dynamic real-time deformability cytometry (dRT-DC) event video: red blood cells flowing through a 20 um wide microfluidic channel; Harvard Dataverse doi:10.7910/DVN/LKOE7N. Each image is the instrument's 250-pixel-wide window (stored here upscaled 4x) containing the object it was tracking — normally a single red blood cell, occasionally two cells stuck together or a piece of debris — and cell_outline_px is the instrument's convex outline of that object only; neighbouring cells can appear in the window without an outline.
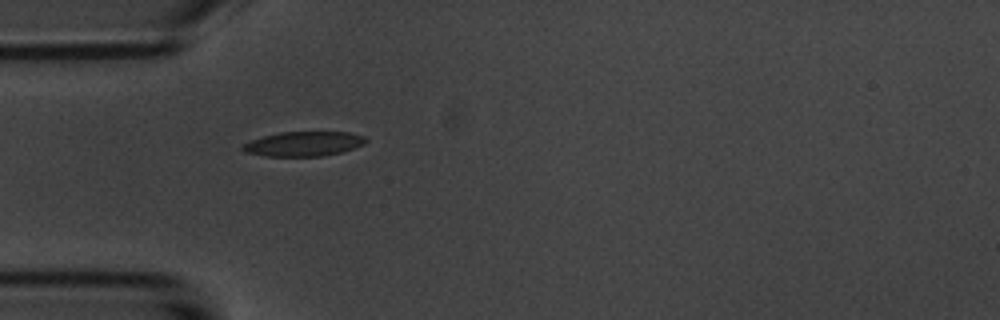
{"species": "common noctule bat (a hibernating species)", "species_latin": "Nyctalus noctula", "temperature_condition": "room temperature", "stored_images_in_passage": 3, "camera_frame_rate_fps": 3000, "um_per_image_px": 0.085, "animal": {"sex": "male", "body_mass_g": 20.1, "forearm_length_mm": 53.5}, "frame": {"image": 1, "passage_image": 3, "time_ms": 2.667, "image_size_px": [1000, 320], "cell_outline_px": [[368, 140], [364, 144], [340, 152], [320, 156], [268, 156], [244, 152], [240, 148], [244, 144], [252, 140], [264, 136], [280, 132], [348, 132], [364, 136]], "centroid_in_image_um": [25.8, 12.22], "position_along_channel_um": 59.2, "area_um2": 17.46}}